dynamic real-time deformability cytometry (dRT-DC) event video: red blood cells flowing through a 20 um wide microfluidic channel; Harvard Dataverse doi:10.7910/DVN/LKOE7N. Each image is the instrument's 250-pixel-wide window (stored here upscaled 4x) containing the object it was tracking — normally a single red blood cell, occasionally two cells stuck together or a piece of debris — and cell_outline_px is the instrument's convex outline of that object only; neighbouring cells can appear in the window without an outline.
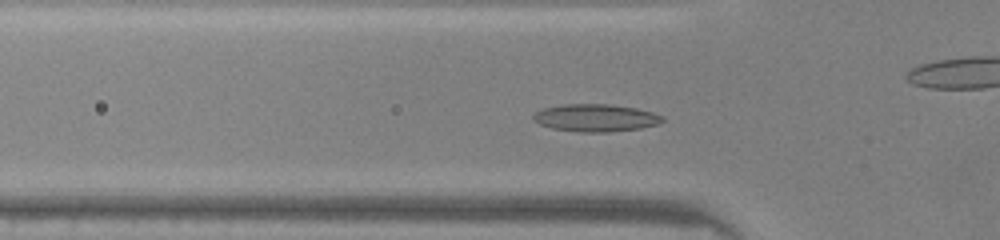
{"species": "common noctule bat (a hibernating species)", "species_latin": "Nyctalus noctula", "temperature_condition": "warm", "stored_images_in_passage": 45, "camera_frame_rate_fps": 3000, "um_per_image_px": 0.085, "animal": {"sex": "male", "body_mass_g": 20.0, "forearm_length_mm": 53.3}, "frame": {"image": 1, "passage_image": 11, "time_ms": 3.333, "image_size_px": [1000, 240], "cell_outline_px": [[664, 120], [660, 124], [640, 128], [608, 132], [580, 132], [552, 128], [540, 124], [532, 120], [532, 116], [536, 112], [544, 108], [564, 104], [608, 104], [636, 108], [652, 112], [664, 116]], "centroid_in_image_um": [50.65, 10.02], "position_along_channel_um": 75.2, "area_um2": 20.69}}
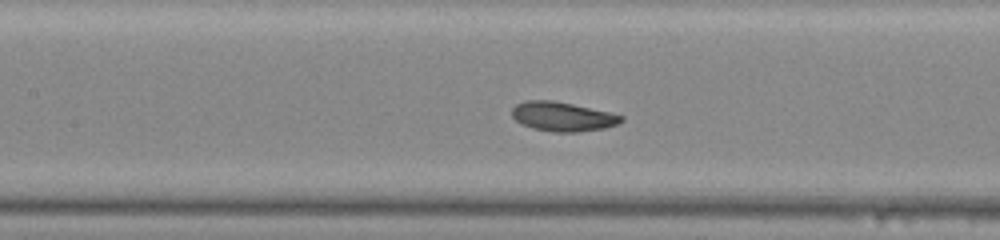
{"frame": {"image": 2, "passage_image": 17, "time_ms": 5.333, "image_size_px": [1000, 240], "cell_outline_px": [[624, 120], [616, 124], [604, 128], [576, 132], [552, 132], [532, 128], [520, 124], [512, 116], [512, 108], [516, 104], [524, 100], [552, 100], [612, 112], [624, 116]], "centroid_in_image_um": [47.81, 9.9], "position_along_channel_um": 159.6, "area_um2": 18.79}}
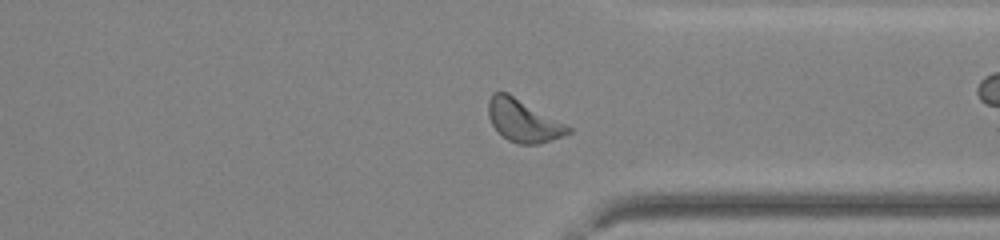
{"frame": {"image": 3, "passage_image": 32, "time_ms": 10.333, "image_size_px": [1000, 240], "cell_outline_px": [[572, 132], [540, 144], [520, 144], [508, 140], [492, 124], [488, 116], [488, 100], [492, 92], [508, 92], [568, 124], [572, 128]], "centroid_in_image_um": [44.5, 10.23], "position_along_channel_um": 366.9, "area_um2": 19.88}, "authors_computed_cell_mechanics": {"area_um2": 18.8428, "velocity_mm_per_s": 4.192, "shape_relaxation_time_tau1_ms": 2.1525, "shape_relaxation_time_tau2_ms": 8.9771, "deformation_change_tau1": 0.1003, "deformation_change_tau2": 0.1776}}